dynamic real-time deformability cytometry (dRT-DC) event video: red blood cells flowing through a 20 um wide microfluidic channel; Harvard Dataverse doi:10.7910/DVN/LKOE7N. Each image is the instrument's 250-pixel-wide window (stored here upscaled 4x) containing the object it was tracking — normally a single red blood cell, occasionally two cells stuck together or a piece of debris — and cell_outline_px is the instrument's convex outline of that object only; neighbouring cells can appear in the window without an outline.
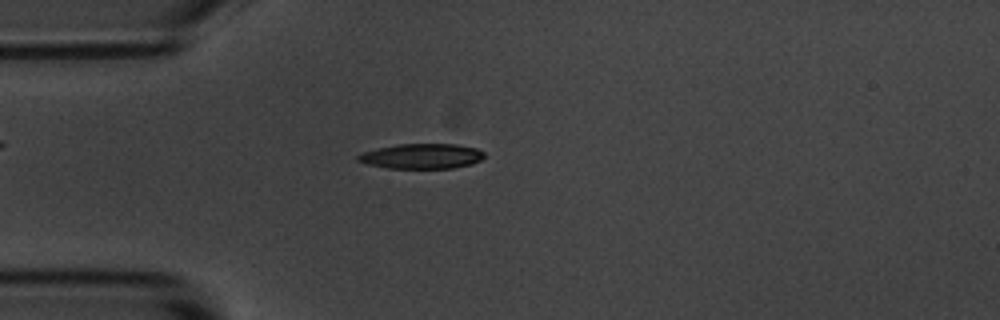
{"species": "common noctule bat (a hibernating species)", "species_latin": "Nyctalus noctula", "temperature_condition": "room temperature", "stored_images_in_passage": 5, "camera_frame_rate_fps": 3000, "um_per_image_px": 0.085, "animal": {"sex": "male", "body_mass_g": 20.1, "forearm_length_mm": 53.5}, "frame": {"image": 1, "passage_image": 5, "time_ms": 4.667, "image_size_px": [1000, 320], "cell_outline_px": [[484, 156], [480, 160], [472, 164], [452, 168], [388, 168], [368, 164], [356, 160], [356, 156], [364, 152], [376, 148], [396, 144], [456, 144], [476, 148], [484, 152]], "centroid_in_image_um": [35.84, 13.27], "position_along_channel_um": 49.2, "area_um2": 18.44}}